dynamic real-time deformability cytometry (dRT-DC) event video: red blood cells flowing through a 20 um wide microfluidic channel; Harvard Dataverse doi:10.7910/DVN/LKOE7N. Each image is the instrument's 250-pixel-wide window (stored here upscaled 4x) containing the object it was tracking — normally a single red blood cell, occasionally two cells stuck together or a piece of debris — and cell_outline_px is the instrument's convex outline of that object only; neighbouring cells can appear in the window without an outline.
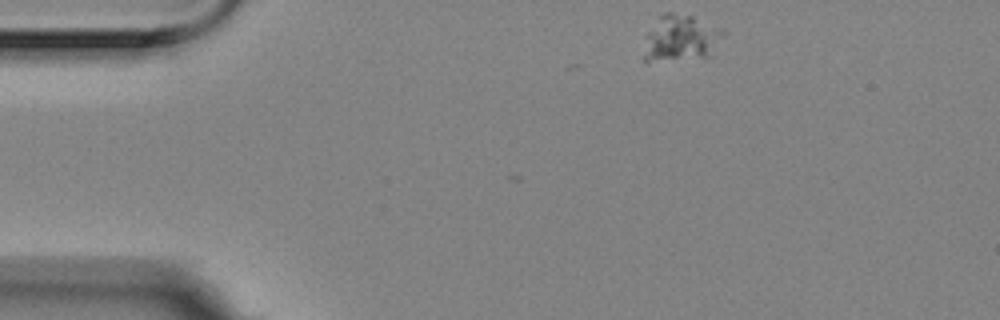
{"species": "Egyptian fruit bat (a non-hibernating species)", "species_latin": "Rousettus aegyptiacus", "temperature_condition": "room temperature", "stored_images_in_passage": 3, "camera_frame_rate_fps": 3000, "um_per_image_px": 0.085, "animal": {"sex": "female"}, "frame": {"image": 1, "passage_image": 1, "time_ms": 0.0, "image_size_px": [1000, 320], "cell_outline_px": [[728, 32], [712, 56], [648, 64], [644, 60], [644, 36], [660, 16], [664, 12], [672, 12], [692, 16]], "centroid_in_image_um": [57.87, 3.3], "position_along_channel_um": 27.1, "area_um2": 22.25}}